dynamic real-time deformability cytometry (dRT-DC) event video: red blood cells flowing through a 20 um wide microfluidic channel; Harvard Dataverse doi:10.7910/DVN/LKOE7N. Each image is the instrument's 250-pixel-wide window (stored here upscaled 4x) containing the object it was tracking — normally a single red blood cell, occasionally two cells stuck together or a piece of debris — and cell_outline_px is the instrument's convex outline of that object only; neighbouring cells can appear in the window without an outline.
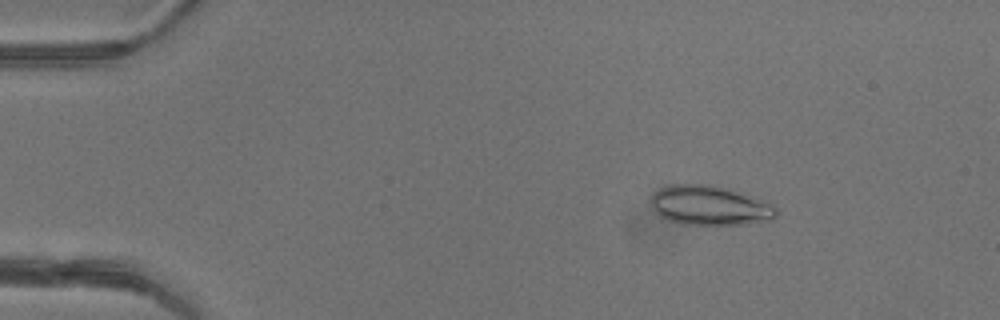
{"species": "common noctule bat (a hibernating species)", "species_latin": "Nyctalus noctula", "temperature_condition": "warm", "stored_images_in_passage": 15, "camera_frame_rate_fps": 3000, "um_per_image_px": 0.085, "animal": {"sex": "female"}, "frame": {"image": 1, "passage_image": 7, "time_ms": 2.0, "image_size_px": [1000, 320], "cell_outline_px": [[776, 216], [772, 220], [748, 224], [684, 224], [668, 220], [660, 216], [652, 208], [652, 196], [660, 188], [668, 184], [712, 184], [740, 192], [752, 196], [776, 208]], "centroid_in_image_um": [60.31, 17.46], "position_along_channel_um": 24.7, "area_um2": 28.67}}